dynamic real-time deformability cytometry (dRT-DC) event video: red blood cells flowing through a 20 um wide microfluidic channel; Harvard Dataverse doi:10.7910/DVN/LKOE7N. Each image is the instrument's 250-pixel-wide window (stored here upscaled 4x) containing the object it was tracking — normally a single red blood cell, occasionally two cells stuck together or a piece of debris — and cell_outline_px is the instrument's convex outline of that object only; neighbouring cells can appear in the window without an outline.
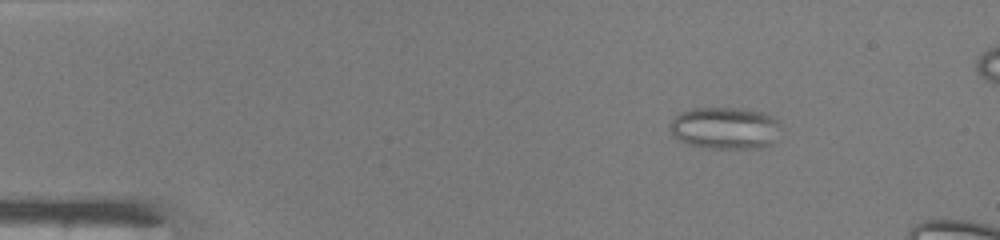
{"species": "common noctule bat (a hibernating species)", "species_latin": "Nyctalus noctula", "temperature_condition": "warm", "stored_images_in_passage": 40, "camera_frame_rate_fps": 3000, "um_per_image_px": 0.085, "animal": {"sex": "male", "body_mass_g": 19.0, "forearm_length_mm": 50.8}, "frame": {"image": 1, "passage_image": 1, "time_ms": 0.0, "image_size_px": [1000, 240], "cell_outline_px": [[780, 124], [772, 144], [760, 148], [708, 148], [688, 144], [672, 136], [668, 128], [668, 124], [680, 112], [692, 108], [748, 108], [764, 112], [772, 116]], "centroid_in_image_um": [61.59, 10.87], "position_along_channel_um": 23.4, "area_um2": 27.4}}
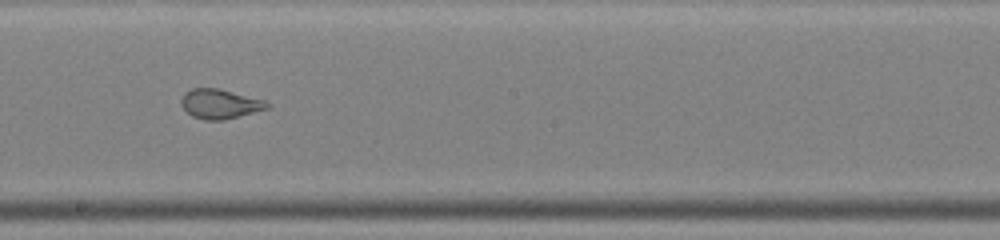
{"frame": {"image": 2, "passage_image": 21, "time_ms": 6.667, "image_size_px": [1000, 240], "cell_outline_px": [[272, 104], [268, 108], [224, 120], [204, 120], [192, 116], [180, 104], [180, 100], [184, 92], [192, 88], [220, 88], [264, 100]], "centroid_in_image_um": [18.68, 8.82], "position_along_channel_um": 229.5, "area_um2": 14.85}}
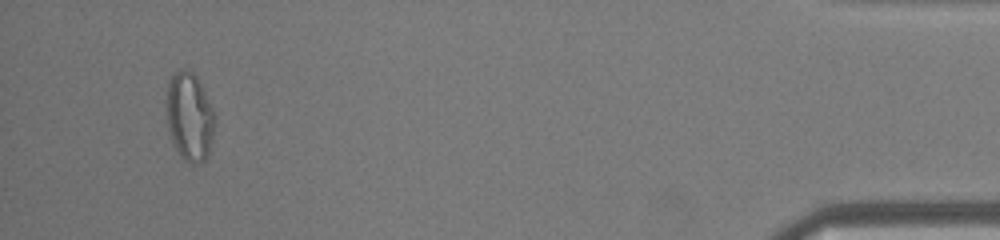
{"frame": {"image": 3, "passage_image": 39, "time_ms": 12.667, "image_size_px": [1000, 240], "cell_outline_px": [[216, 124], [208, 156], [204, 160], [192, 164], [184, 160], [176, 148], [172, 140], [168, 128], [168, 80], [180, 68], [188, 68], [196, 76], [216, 116]], "centroid_in_image_um": [16.14, 9.92], "position_along_channel_um": 419.1, "area_um2": 24.62}}